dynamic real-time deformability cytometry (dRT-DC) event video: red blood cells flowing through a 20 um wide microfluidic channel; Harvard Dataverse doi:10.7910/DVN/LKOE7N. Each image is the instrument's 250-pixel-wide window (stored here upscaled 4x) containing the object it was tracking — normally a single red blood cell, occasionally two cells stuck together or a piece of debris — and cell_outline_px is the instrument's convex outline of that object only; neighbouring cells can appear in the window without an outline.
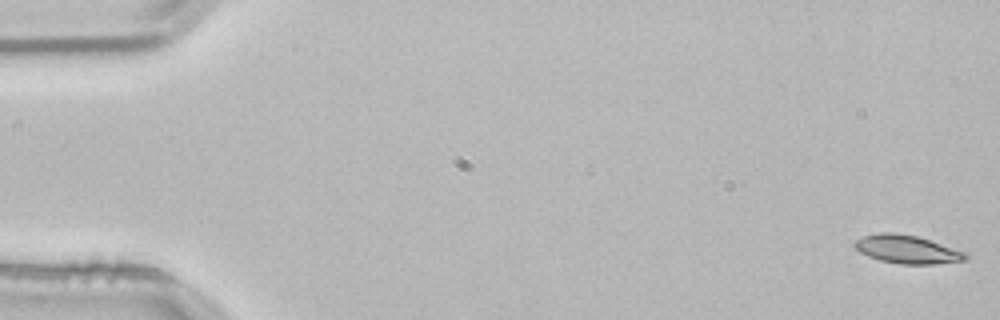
{"species": "common noctule bat (a hibernating species)", "species_latin": "Nyctalus noctula", "temperature_condition": "room temperature", "stored_images_in_passage": 53, "camera_frame_rate_fps": 3000, "um_per_image_px": 0.085, "animal": {"sex": "male", "body_mass_g": 21.5, "forearm_length_mm": 52.0}, "frame": {"image": 1, "passage_image": 1, "time_ms": 0.0, "image_size_px": [1000, 320], "cell_outline_px": [[968, 260], [936, 264], [900, 264], [880, 260], [868, 256], [860, 252], [852, 244], [856, 240], [864, 236], [880, 232], [892, 232], [916, 236], [968, 252]], "centroid_in_image_um": [77.14, 21.2], "position_along_channel_um": 7.9, "area_um2": 18.32}}
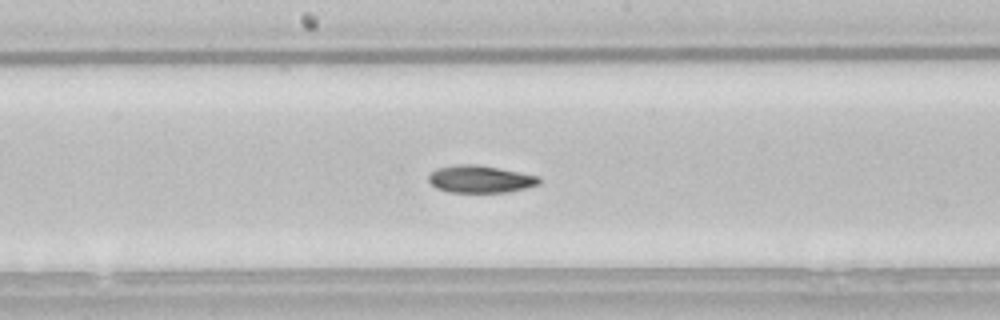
{"frame": {"image": 2, "passage_image": 28, "time_ms": 9.0, "image_size_px": [1000, 320], "cell_outline_px": [[540, 184], [528, 188], [508, 192], [448, 192], [436, 188], [428, 180], [428, 176], [436, 168], [460, 164], [476, 164], [520, 172], [540, 176]], "centroid_in_image_um": [40.84, 15.23], "position_along_channel_um": 207.4, "area_um2": 17.69}}
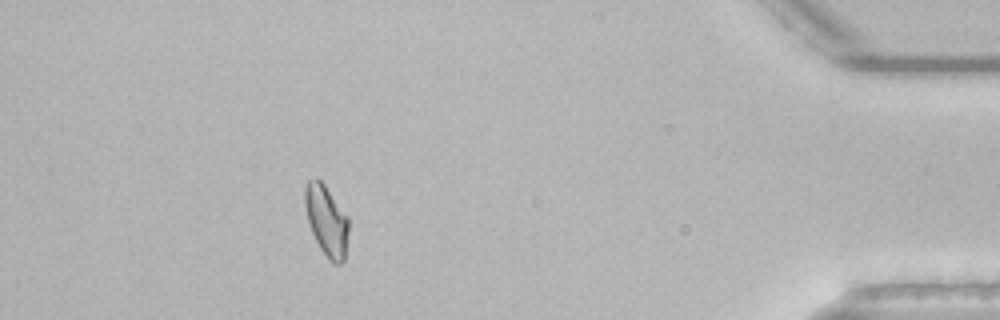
{"frame": {"image": 3, "passage_image": 48, "time_ms": 15.667, "image_size_px": [1000, 320], "cell_outline_px": [[348, 232], [344, 260], [340, 264], [336, 264], [328, 260], [320, 248], [308, 224], [304, 204], [304, 188], [308, 180], [316, 176], [324, 184], [348, 216]], "centroid_in_image_um": [27.73, 18.72], "position_along_channel_um": 407.5, "area_um2": 18.09}, "authors_computed_cell_mechanics": {"area_um2": 17.918, "velocity_mm_per_s": 3.8261, "shape_relaxation_time_tau1_ms": 9.07, "shape_relaxation_time_tau2_ms": 3.617, "deformation_change_tau1": 0.2084, "deformation_change_tau2": 0.0788}}